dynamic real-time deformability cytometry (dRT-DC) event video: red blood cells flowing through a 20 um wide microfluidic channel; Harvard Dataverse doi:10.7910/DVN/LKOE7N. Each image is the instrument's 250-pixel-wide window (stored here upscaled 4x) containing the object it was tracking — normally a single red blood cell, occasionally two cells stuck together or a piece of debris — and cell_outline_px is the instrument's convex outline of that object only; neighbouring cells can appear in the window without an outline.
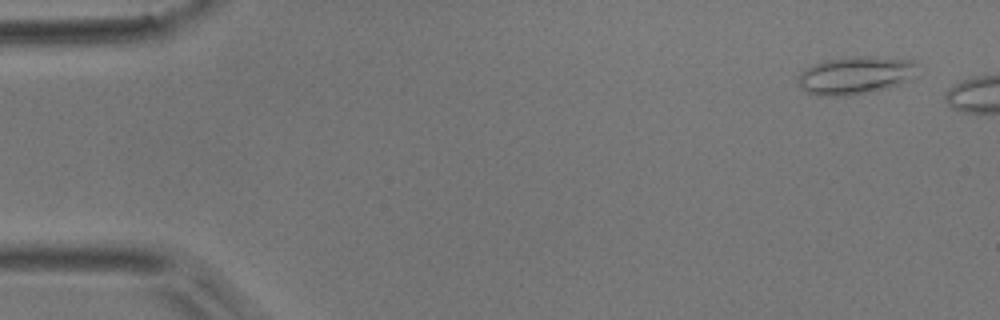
{"species": "common noctule bat (a hibernating species)", "species_latin": "Nyctalus noctula", "temperature_condition": "room temperature", "stored_images_in_passage": 2, "camera_frame_rate_fps": 3000, "um_per_image_px": 0.085, "animal": {"sex": "male", "body_mass_g": 17.9}, "frame": {"image": 1, "passage_image": 1, "time_ms": 0.0, "image_size_px": [1000, 320], "cell_outline_px": [[916, 64], [900, 84], [888, 88], [868, 92], [844, 96], [824, 96], [808, 92], [800, 88], [800, 72], [816, 64], [828, 60], [856, 56], [872, 56], [916, 60]], "centroid_in_image_um": [72.66, 6.4], "position_along_channel_um": 12.3, "area_um2": 25.37}}